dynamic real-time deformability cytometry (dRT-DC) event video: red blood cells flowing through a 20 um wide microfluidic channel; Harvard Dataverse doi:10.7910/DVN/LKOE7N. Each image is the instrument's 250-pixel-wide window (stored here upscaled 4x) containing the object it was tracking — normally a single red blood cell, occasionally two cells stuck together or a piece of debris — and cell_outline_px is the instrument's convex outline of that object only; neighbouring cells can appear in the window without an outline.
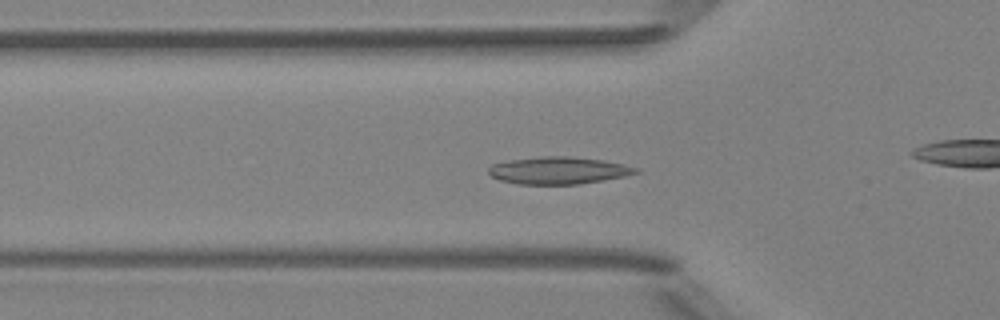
{"species": "Egyptian fruit bat (a non-hibernating species)", "species_latin": "Rousettus aegyptiacus", "temperature_condition": "room temperature", "stored_images_in_passage": 40, "camera_frame_rate_fps": 3000, "um_per_image_px": 0.085, "animal": {"sex": "female"}, "frame": {"image": 1, "passage_image": 10, "time_ms": 3.0, "image_size_px": [1000, 320], "cell_outline_px": [[640, 172], [624, 176], [604, 180], [580, 184], [516, 184], [500, 180], [492, 176], [488, 172], [488, 168], [492, 164], [512, 160], [544, 156], [568, 156], [600, 160], [624, 164], [640, 168]], "centroid_in_image_um": [47.49, 14.49], "position_along_channel_um": 78.3, "area_um2": 23.24}}
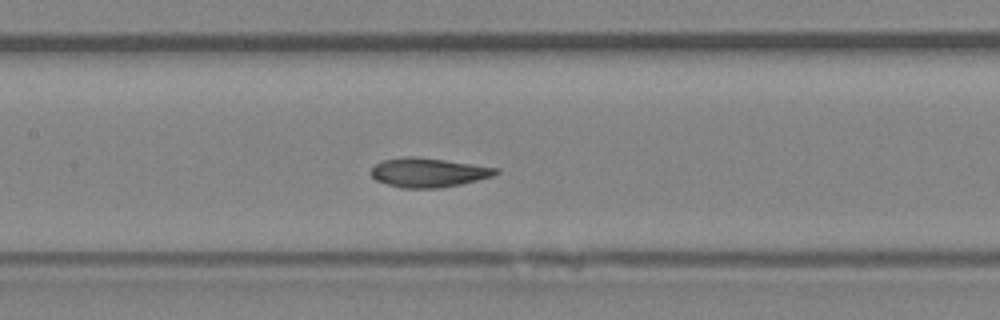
{"frame": {"image": 2, "passage_image": 17, "time_ms": 5.333, "image_size_px": [1000, 320], "cell_outline_px": [[500, 172], [492, 176], [460, 184], [440, 188], [400, 188], [376, 180], [372, 176], [372, 168], [376, 164], [384, 160], [404, 156], [416, 156], [500, 168]], "centroid_in_image_um": [36.42, 14.66], "position_along_channel_um": 171.0, "area_um2": 21.1}}
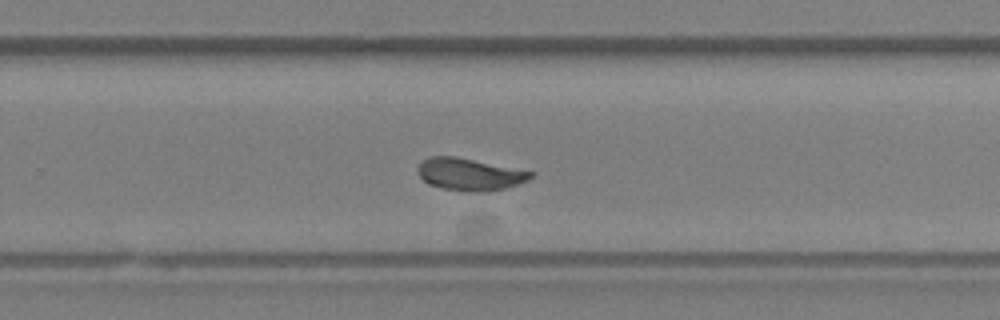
{"frame": {"image": 3, "passage_image": 26, "time_ms": 8.333, "image_size_px": [1000, 320], "cell_outline_px": [[536, 172], [528, 180], [504, 188], [488, 192], [468, 192], [440, 188], [428, 184], [416, 172], [416, 168], [428, 156], [456, 156]], "centroid_in_image_um": [39.9, 14.82], "position_along_channel_um": 289.9, "area_um2": 21.39}, "authors_computed_cell_mechanics": {"area_um2": 21.9929, "velocity_mm_per_s": 3.9784, "shape_relaxation_time_tau1_ms": 6.4558, "shape_relaxation_time_tau2_ms": 1.6088, "deformation_change_tau1": 0.203, "deformation_change_tau2": 0.0639}}